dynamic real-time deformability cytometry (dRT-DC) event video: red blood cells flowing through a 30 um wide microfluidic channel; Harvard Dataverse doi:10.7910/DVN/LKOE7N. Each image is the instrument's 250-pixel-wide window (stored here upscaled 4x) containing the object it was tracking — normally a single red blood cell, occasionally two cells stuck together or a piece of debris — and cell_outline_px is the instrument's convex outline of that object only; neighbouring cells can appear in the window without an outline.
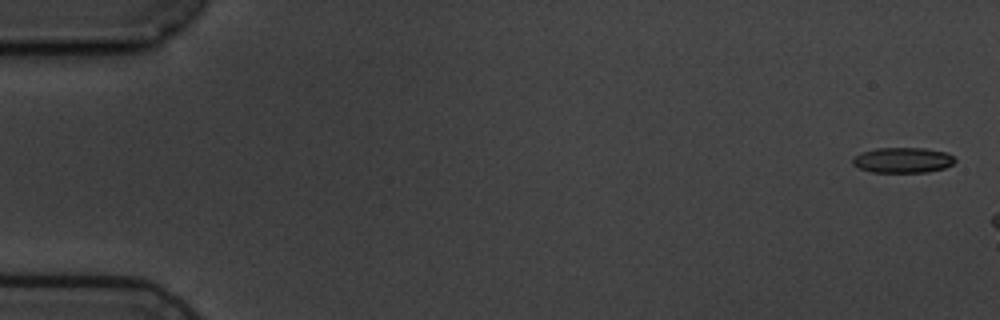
{"species": "common noctule bat (a hibernating species)", "species_latin": "Nyctalus noctula", "temperature_condition": "cold", "stored_images_in_passage": 3, "camera_frame_rate_fps": 3000, "um_per_image_px": 0.085, "animal": {"sex": "male", "body_mass_g": 19.5, "forearm_length_mm": 54.6}, "frame": {"image": 1, "passage_image": 1, "time_ms": 0.0, "image_size_px": [1000, 320], "cell_outline_px": [[956, 160], [952, 164], [944, 168], [928, 172], [872, 172], [860, 168], [852, 164], [852, 160], [860, 152], [876, 148], [924, 148], [948, 152]], "centroid_in_image_um": [76.74, 13.6], "position_along_channel_um": 8.3, "area_um2": 15.14}}